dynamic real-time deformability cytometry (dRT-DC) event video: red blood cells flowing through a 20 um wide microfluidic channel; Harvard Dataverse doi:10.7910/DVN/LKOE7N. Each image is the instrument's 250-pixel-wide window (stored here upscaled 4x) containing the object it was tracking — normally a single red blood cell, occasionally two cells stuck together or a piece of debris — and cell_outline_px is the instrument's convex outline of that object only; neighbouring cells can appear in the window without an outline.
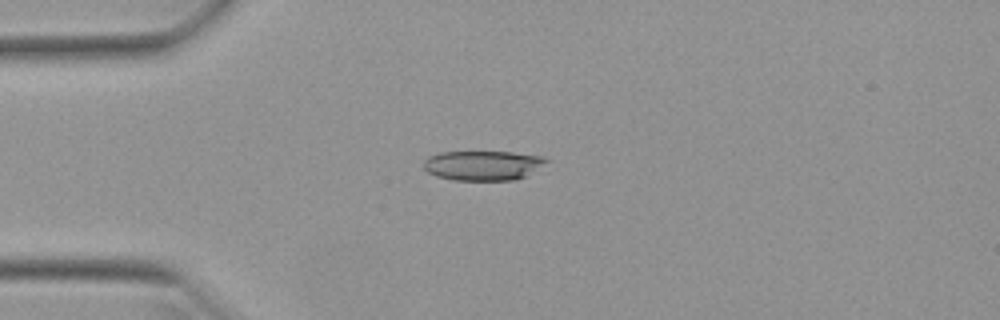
{"species": "Egyptian fruit bat (a non-hibernating species)", "species_latin": "Rousettus aegyptiacus", "temperature_condition": "warm", "stored_images_in_passage": 41, "camera_frame_rate_fps": 3000, "um_per_image_px": 0.085, "animal": {"sex": "female"}, "frame": {"image": 1, "passage_image": 3, "time_ms": 0.667, "image_size_px": [1000, 320], "cell_outline_px": [[552, 160], [524, 176], [516, 180], [452, 180], [436, 176], [428, 172], [424, 168], [424, 160], [428, 156], [440, 152], [512, 152], [544, 156]], "centroid_in_image_um": [41.06, 14.05], "position_along_channel_um": 43.9, "area_um2": 21.33}}
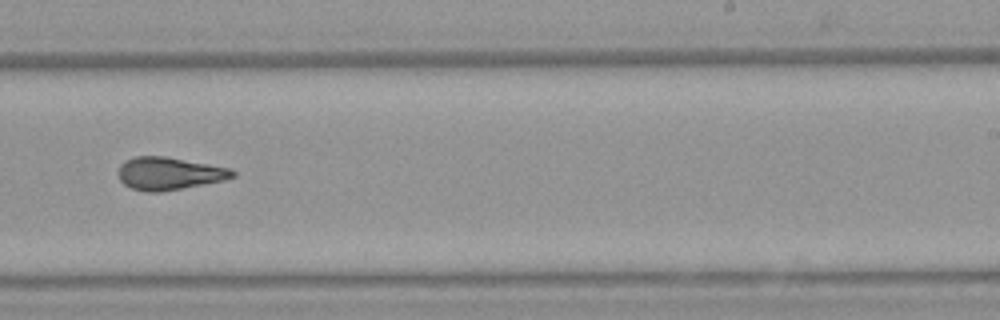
{"frame": {"image": 2, "passage_image": 22, "time_ms": 7.0, "image_size_px": [1000, 320], "cell_outline_px": [[236, 176], [224, 180], [160, 192], [148, 192], [132, 188], [124, 184], [120, 180], [120, 164], [124, 160], [136, 156], [164, 156], [232, 168], [236, 172]], "centroid_in_image_um": [14.4, 14.74], "position_along_channel_um": 274.6, "area_um2": 21.62}}
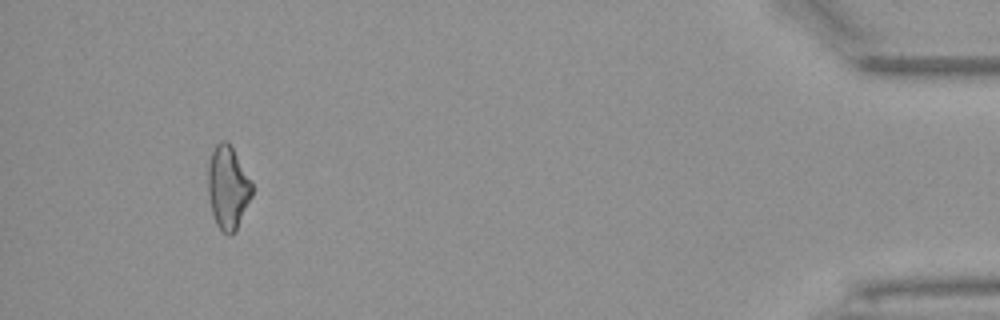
{"frame": {"image": 3, "passage_image": 38, "time_ms": 12.333, "image_size_px": [1000, 320], "cell_outline_px": [[252, 196], [236, 232], [228, 236], [216, 224], [212, 212], [208, 192], [208, 164], [212, 152], [216, 144], [220, 140], [228, 140], [252, 180]], "centroid_in_image_um": [19.39, 15.93], "position_along_channel_um": 415.8, "area_um2": 21.56}, "authors_computed_cell_mechanics": {"area_um2": 21.6172, "velocity_mm_per_s": 3.9703, "shape_relaxation_time_tau1_ms": 7.1056, "shape_relaxation_time_tau2_ms": 3.3509, "deformation_change_tau1": 0.188, "deformation_change_tau2": 0.1161}}